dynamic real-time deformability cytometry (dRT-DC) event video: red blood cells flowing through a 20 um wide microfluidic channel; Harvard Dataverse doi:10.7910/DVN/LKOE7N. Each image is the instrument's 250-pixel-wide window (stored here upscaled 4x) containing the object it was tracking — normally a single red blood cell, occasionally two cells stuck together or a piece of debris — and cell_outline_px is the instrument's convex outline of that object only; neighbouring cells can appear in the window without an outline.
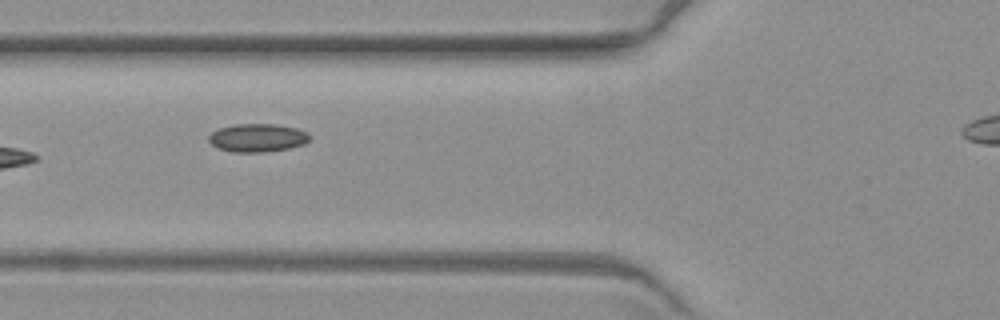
{"species": "common noctule bat (a hibernating species)", "species_latin": "Nyctalus noctula", "temperature_condition": "warm", "stored_images_in_passage": 5, "segment_of_instrument_passage": [1, 2], "camera_frame_rate_fps": 3000, "um_per_image_px": 0.085, "animal": {"sex": "female", "body_mass_g": 19.3, "forearm_length_mm": 54.1}, "frame": {"image": 1, "passage_image": 2, "time_ms": 1.333, "image_size_px": [1000, 320], "cell_outline_px": [[312, 136], [304, 144], [288, 148], [264, 152], [232, 152], [220, 148], [212, 144], [208, 140], [208, 136], [212, 132], [220, 128], [236, 124], [276, 124], [296, 128], [308, 132]], "centroid_in_image_um": [21.91, 11.71], "position_along_channel_um": 103.9, "area_um2": 16.53}}
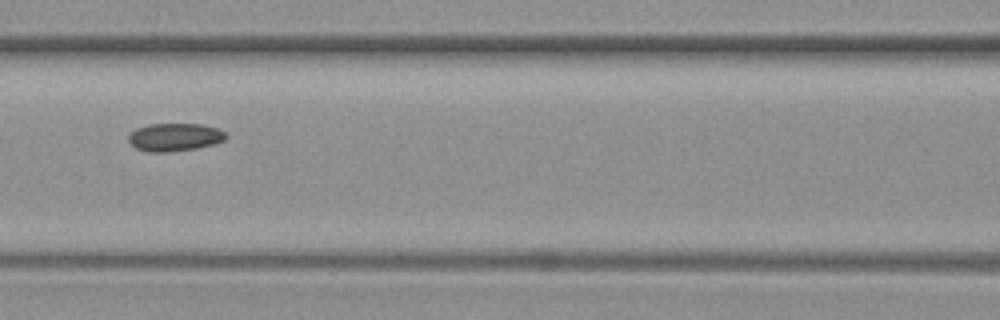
{"frame": {"image": 2, "passage_image": 3, "time_ms": 2.667, "image_size_px": [1000, 320], "cell_outline_px": [[228, 136], [224, 140], [212, 144], [196, 148], [168, 152], [148, 152], [136, 148], [128, 140], [128, 136], [136, 128], [148, 124], [200, 124], [216, 128], [224, 132]], "centroid_in_image_um": [14.82, 11.65], "position_along_channel_um": 151.8, "area_um2": 15.72}}
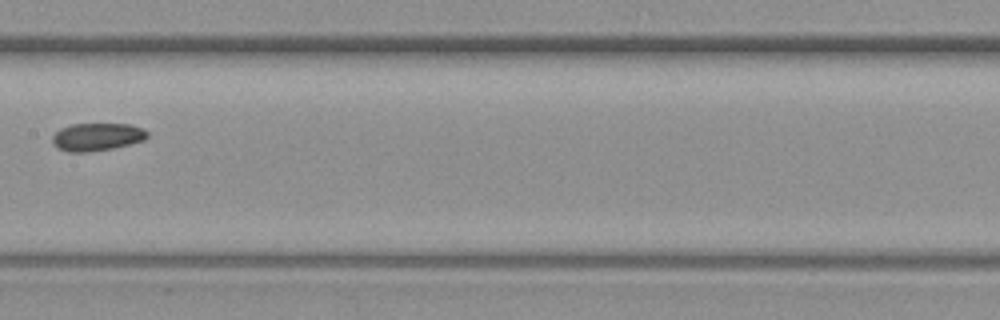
{"frame": {"image": 3, "passage_image": 4, "time_ms": 4.0, "image_size_px": [1000, 320], "cell_outline_px": [[148, 136], [144, 140], [112, 148], [88, 152], [68, 152], [52, 144], [52, 136], [60, 128], [72, 124], [128, 124], [144, 128], [148, 132]], "centroid_in_image_um": [8.24, 11.63], "position_along_channel_um": 199.2, "area_um2": 15.32}}